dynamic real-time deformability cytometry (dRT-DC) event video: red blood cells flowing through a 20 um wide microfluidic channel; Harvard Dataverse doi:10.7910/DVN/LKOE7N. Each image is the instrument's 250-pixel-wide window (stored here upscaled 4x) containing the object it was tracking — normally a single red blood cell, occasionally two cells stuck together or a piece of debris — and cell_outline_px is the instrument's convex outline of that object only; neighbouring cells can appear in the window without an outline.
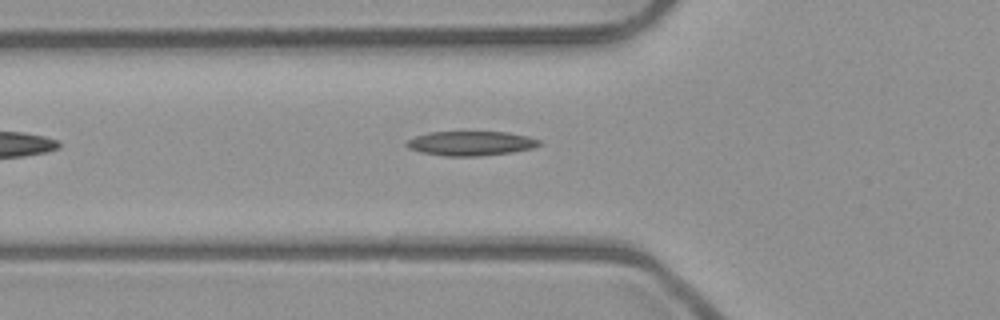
{"species": "common noctule bat (a hibernating species)", "species_latin": "Nyctalus noctula", "temperature_condition": "room temperature", "stored_images_in_passage": 2, "camera_frame_rate_fps": 3000, "um_per_image_px": 0.085, "animal": {"sex": "male", "body_mass_g": 23.1, "forearm_length_mm": 52.7}, "frame": {"image": 1, "passage_image": 2, "time_ms": 0.333, "image_size_px": [1000, 320], "cell_outline_px": [[540, 144], [532, 148], [512, 152], [480, 156], [444, 156], [420, 152], [408, 148], [404, 144], [408, 140], [416, 136], [432, 132], [508, 132], [528, 136], [540, 140]], "centroid_in_image_um": [40.01, 12.19], "position_along_channel_um": 85.8, "area_um2": 18.84}}